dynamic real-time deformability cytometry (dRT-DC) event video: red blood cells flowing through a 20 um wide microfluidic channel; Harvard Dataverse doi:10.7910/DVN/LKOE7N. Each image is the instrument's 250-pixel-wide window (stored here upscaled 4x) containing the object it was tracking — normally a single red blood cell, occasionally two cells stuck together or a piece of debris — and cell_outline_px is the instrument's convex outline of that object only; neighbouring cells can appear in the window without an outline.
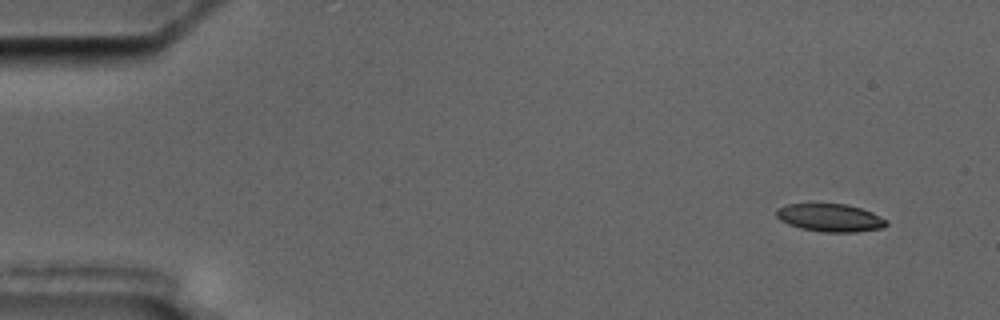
{"species": "common noctule bat (a hibernating species)", "species_latin": "Nyctalus noctula", "temperature_condition": "cold", "stored_images_in_passage": 8, "camera_frame_rate_fps": 3000, "um_per_image_px": 0.085, "animal": {"sex": "male", "body_mass_g": 17.5, "forearm_length_mm": 52.3}, "frame": {"image": 1, "passage_image": 1, "time_ms": 0.0, "image_size_px": [1000, 320], "cell_outline_px": [[888, 224], [884, 228], [856, 232], [824, 232], [800, 228], [788, 224], [780, 220], [776, 216], [776, 208], [784, 204], [848, 204], [872, 212], [888, 220]], "centroid_in_image_um": [70.57, 18.51], "position_along_channel_um": 14.4, "area_um2": 18.03}}
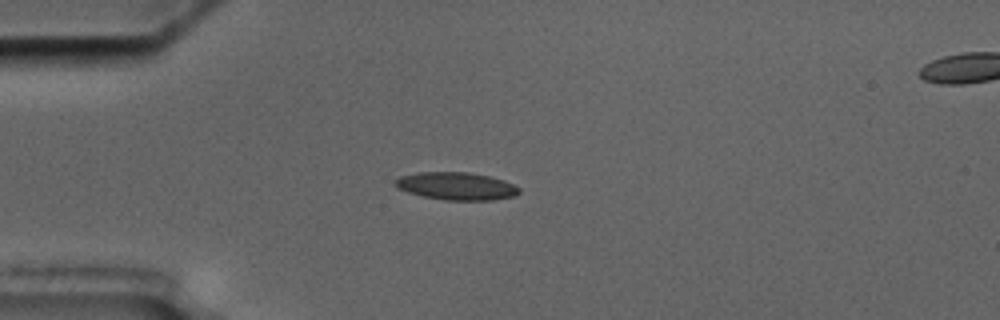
{"frame": {"image": 2, "passage_image": 4, "time_ms": 3.667, "image_size_px": [1000, 320], "cell_outline_px": [[520, 192], [516, 196], [492, 200], [444, 200], [424, 196], [408, 192], [396, 188], [392, 184], [400, 176], [420, 172], [468, 172], [488, 176], [504, 180], [520, 188]], "centroid_in_image_um": [38.79, 15.82], "position_along_channel_um": 46.2, "area_um2": 20.0}}
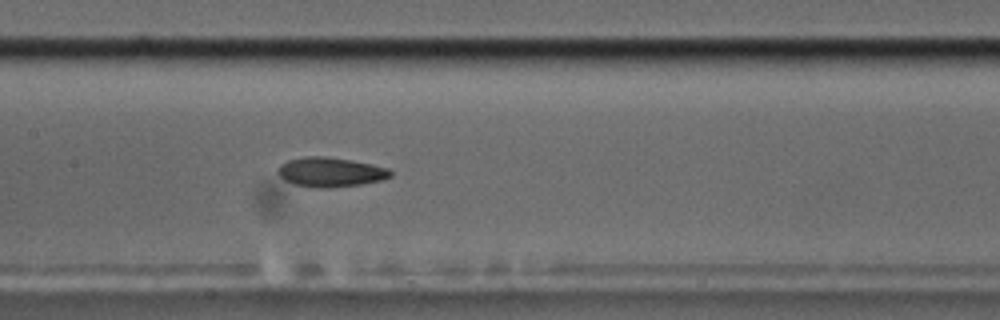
{"frame": {"image": 3, "passage_image": 8, "time_ms": 8.0, "image_size_px": [1000, 320], "cell_outline_px": [[392, 176], [384, 180], [360, 184], [328, 188], [316, 188], [296, 184], [284, 180], [276, 172], [280, 164], [288, 160], [304, 156], [324, 156], [372, 164], [388, 168], [392, 172]], "centroid_in_image_um": [28.08, 14.63], "position_along_channel_um": 179.3, "area_um2": 19.36}}